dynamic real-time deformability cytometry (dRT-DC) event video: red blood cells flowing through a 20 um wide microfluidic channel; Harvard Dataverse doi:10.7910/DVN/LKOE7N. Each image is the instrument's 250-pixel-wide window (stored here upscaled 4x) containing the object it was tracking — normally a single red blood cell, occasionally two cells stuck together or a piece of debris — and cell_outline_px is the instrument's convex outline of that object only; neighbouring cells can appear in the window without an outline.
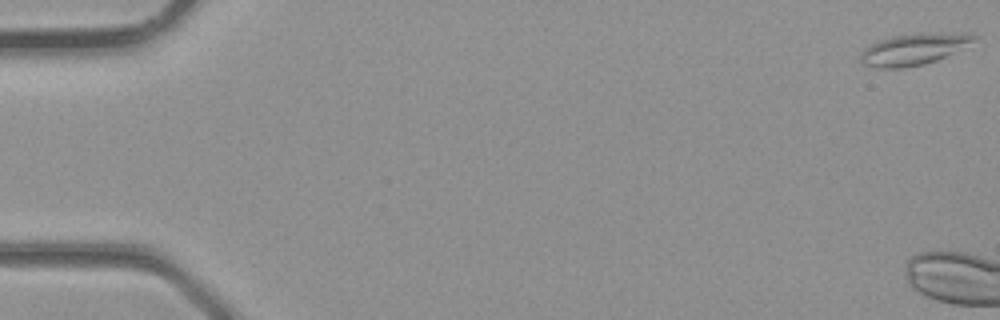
{"species": "common noctule bat (a hibernating species)", "species_latin": "Nyctalus noctula", "temperature_condition": "room temperature", "stored_images_in_passage": 5, "camera_frame_rate_fps": 3000, "um_per_image_px": 0.085, "animal": {"sex": "male", "body_mass_g": 23.1, "forearm_length_mm": 52.7}, "frame": {"image": 1, "passage_image": 5, "time_ms": 1.333, "image_size_px": [1000, 320], "cell_outline_px": [[976, 36], [972, 40], [944, 56], [936, 60], [924, 64], [900, 68], [880, 68], [864, 64], [860, 60], [860, 52], [864, 48], [876, 40], [896, 36], [920, 32], [972, 32]], "centroid_in_image_um": [77.59, 4.15], "position_along_channel_um": 7.4, "area_um2": 20.58}}